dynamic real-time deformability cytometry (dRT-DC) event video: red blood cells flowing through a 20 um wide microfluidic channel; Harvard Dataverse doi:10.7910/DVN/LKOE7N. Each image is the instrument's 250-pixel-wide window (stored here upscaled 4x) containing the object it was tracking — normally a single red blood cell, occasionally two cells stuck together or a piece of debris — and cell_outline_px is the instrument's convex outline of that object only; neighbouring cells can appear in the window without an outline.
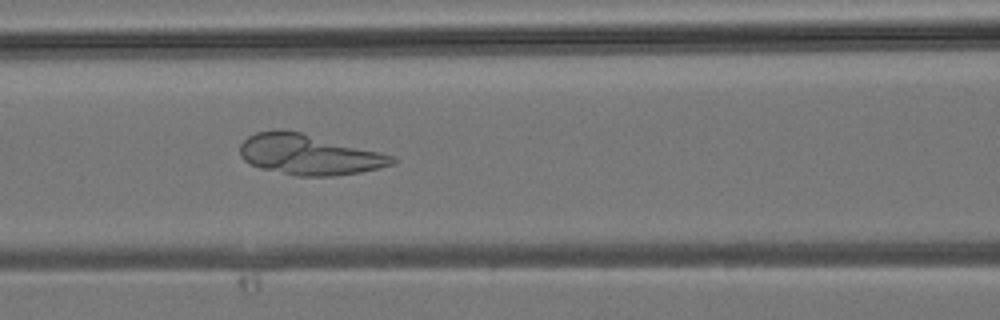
{"species": "common noctule bat (a hibernating species)", "species_latin": "Nyctalus noctula", "temperature_condition": "room temperature", "stored_images_in_passage": 39, "camera_frame_rate_fps": 3000, "um_per_image_px": 0.085, "animal": {"sex": "male", "body_mass_g": 19.2, "forearm_length_mm": 51.8}, "frame": {"image": 1, "passage_image": 17, "time_ms": 5.333, "image_size_px": [1000, 320], "cell_outline_px": [[396, 164], [380, 168], [360, 172], [336, 176], [296, 176], [260, 168], [244, 160], [240, 156], [240, 144], [248, 136], [256, 132], [276, 128], [284, 128], [396, 156]], "centroid_in_image_um": [26.26, 13.13], "position_along_channel_um": 140.3, "area_um2": 36.13}}
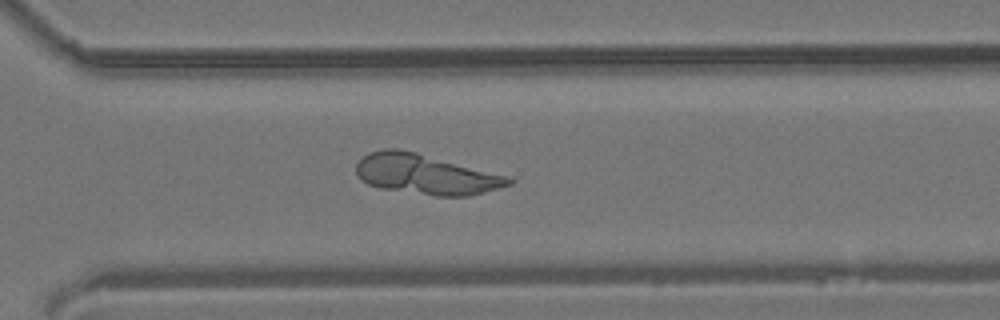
{"frame": {"image": 2, "passage_image": 28, "time_ms": 9.0, "image_size_px": [1000, 320], "cell_outline_px": [[516, 180], [512, 184], [484, 192], [468, 196], [436, 196], [380, 188], [368, 184], [360, 180], [356, 172], [356, 164], [368, 152], [384, 148], [396, 148], [416, 152], [508, 176]], "centroid_in_image_um": [36.17, 14.81], "position_along_channel_um": 334.4, "area_um2": 35.6}}
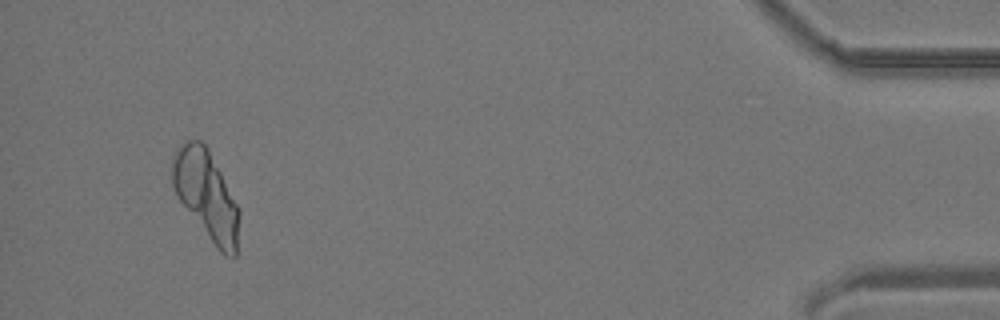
{"frame": {"image": 3, "passage_image": 37, "time_ms": 12.0, "image_size_px": [1000, 320], "cell_outline_px": [[240, 216], [236, 256], [224, 256], [216, 248], [176, 196], [172, 184], [172, 160], [176, 148], [188, 140], [200, 140], [208, 148], [240, 208]], "centroid_in_image_um": [17.55, 16.59], "position_along_channel_um": 417.7, "area_um2": 34.68}}